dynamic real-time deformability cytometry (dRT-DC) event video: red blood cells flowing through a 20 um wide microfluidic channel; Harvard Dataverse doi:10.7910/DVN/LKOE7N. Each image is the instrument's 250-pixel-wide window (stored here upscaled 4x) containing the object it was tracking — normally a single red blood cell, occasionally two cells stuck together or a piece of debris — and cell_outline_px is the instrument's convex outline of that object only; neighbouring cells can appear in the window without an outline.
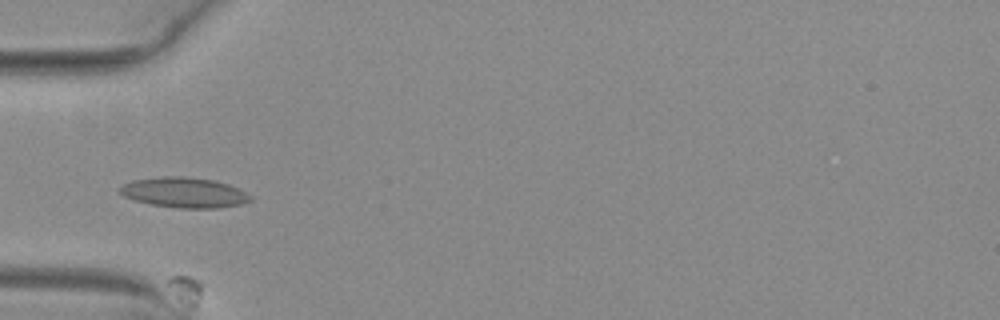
{"species": "common noctule bat (a hibernating species)", "species_latin": "Nyctalus noctula", "temperature_condition": "warm", "stored_images_in_passage": 6, "camera_frame_rate_fps": 3000, "um_per_image_px": 0.085, "animal": {"sex": "female", "body_mass_g": 29.2, "forearm_length_mm": 56.3}, "frame": {"image": 1, "passage_image": 3, "time_ms": 0.667, "image_size_px": [1000, 320], "cell_outline_px": [[252, 200], [240, 204], [216, 208], [180, 208], [148, 204], [124, 196], [116, 188], [132, 180], [164, 176], [184, 176], [212, 180], [228, 184], [252, 196]], "centroid_in_image_um": [15.62, 16.36], "position_along_channel_um": 69.4, "area_um2": 22.89}}